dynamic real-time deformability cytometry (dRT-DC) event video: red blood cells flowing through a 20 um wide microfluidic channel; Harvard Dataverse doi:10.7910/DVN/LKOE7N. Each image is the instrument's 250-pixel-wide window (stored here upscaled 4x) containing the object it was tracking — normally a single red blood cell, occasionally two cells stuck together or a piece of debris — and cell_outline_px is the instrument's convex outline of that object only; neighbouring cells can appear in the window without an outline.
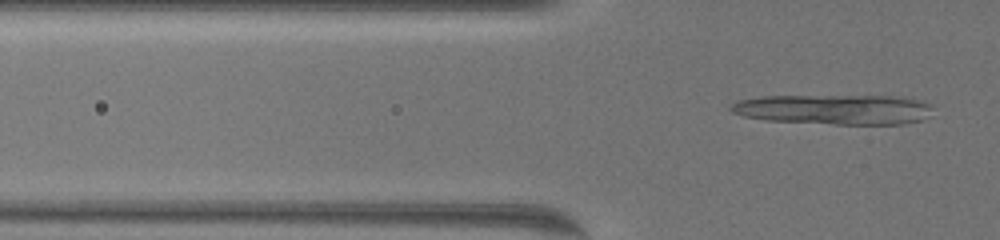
{"species": "common noctule bat (a hibernating species)", "species_latin": "Nyctalus noctula", "temperature_condition": "warm", "stored_images_in_passage": 10, "camera_frame_rate_fps": 3000, "um_per_image_px": 0.085, "animal": {"sex": "female", "body_mass_g": 19.5, "forearm_length_mm": 54.1}, "frame": {"image": 1, "passage_image": 10, "time_ms": 3.0, "image_size_px": [1000, 240], "cell_outline_px": [[932, 116], [924, 120], [904, 124], [836, 124], [764, 120], [744, 116], [732, 112], [728, 108], [732, 104], [740, 100], [760, 96], [892, 96], [924, 100], [932, 104]], "centroid_in_image_um": [70.99, 9.3], "position_along_channel_um": 54.8, "area_um2": 35.72}}